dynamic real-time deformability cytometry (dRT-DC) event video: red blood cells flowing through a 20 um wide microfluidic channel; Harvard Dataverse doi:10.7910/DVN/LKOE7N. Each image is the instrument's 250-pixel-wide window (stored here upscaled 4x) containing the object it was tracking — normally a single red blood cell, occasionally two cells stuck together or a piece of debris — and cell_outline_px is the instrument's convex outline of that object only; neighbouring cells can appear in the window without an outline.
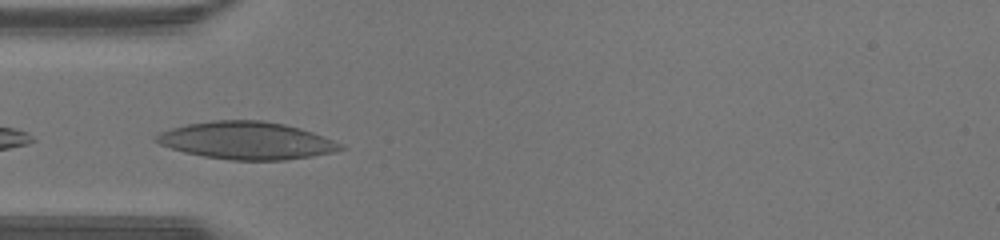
{"species": "human", "species_latin": "Homo sapiens", "temperature_condition": "warm", "stored_images_in_passage": 24, "camera_frame_rate_fps": 3000, "um_per_image_px": 0.085, "donor": {"sex": "male"}, "frame": {"image": 1, "passage_image": 1, "time_ms": 0.0, "image_size_px": [1000, 240], "cell_outline_px": [[348, 148], [332, 152], [312, 156], [284, 160], [232, 160], [204, 156], [184, 152], [160, 144], [152, 140], [160, 132], [184, 124], [212, 120], [260, 120], [284, 124], [300, 128], [312, 132], [344, 144]], "centroid_in_image_um": [20.97, 11.94], "position_along_channel_um": 64.0, "area_um2": 40.29}}
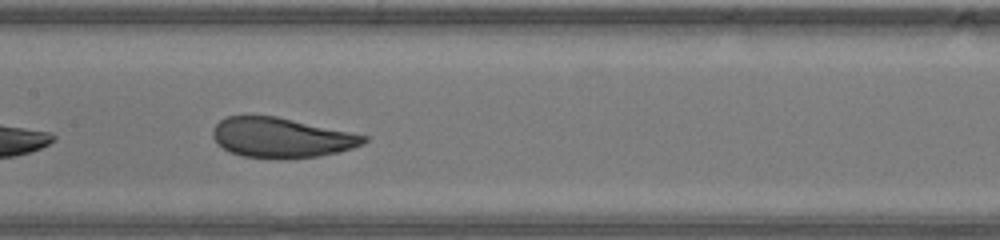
{"frame": {"image": 2, "passage_image": 9, "time_ms": 2.667, "image_size_px": [1000, 240], "cell_outline_px": [[368, 140], [364, 144], [340, 152], [320, 156], [244, 156], [232, 152], [224, 148], [212, 136], [212, 128], [220, 120], [228, 116], [276, 116], [368, 136]], "centroid_in_image_um": [23.94, 11.66], "position_along_channel_um": 183.5, "area_um2": 34.04}}
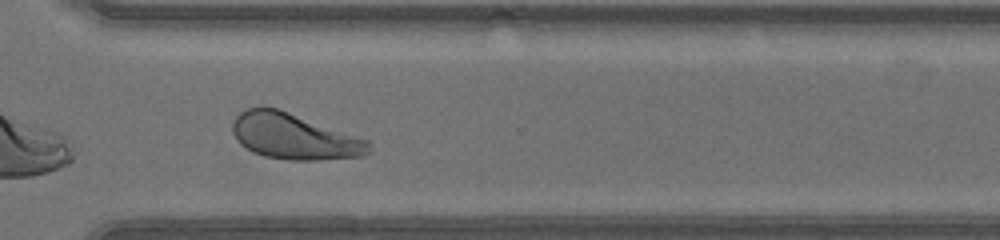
{"frame": {"image": 3, "passage_image": 20, "time_ms": 6.333, "image_size_px": [1000, 240], "cell_outline_px": [[372, 152], [364, 156], [320, 160], [288, 160], [264, 156], [252, 152], [240, 144], [236, 140], [232, 132], [232, 124], [236, 116], [240, 112], [248, 108], [280, 108], [368, 140], [372, 148]], "centroid_in_image_um": [25.02, 11.61], "position_along_channel_um": 345.6, "area_um2": 36.65}, "authors_computed_cell_mechanics": {"area_um2": 36.0094, "velocity_mm_per_s": 4.4311, "shape_relaxation_time_tau1_ms": 3.2871, "shape_relaxation_time_tau2_ms": 0.7646, "deformation_change_tau1": 0.1465, "deformation_change_tau2": 0.066}}